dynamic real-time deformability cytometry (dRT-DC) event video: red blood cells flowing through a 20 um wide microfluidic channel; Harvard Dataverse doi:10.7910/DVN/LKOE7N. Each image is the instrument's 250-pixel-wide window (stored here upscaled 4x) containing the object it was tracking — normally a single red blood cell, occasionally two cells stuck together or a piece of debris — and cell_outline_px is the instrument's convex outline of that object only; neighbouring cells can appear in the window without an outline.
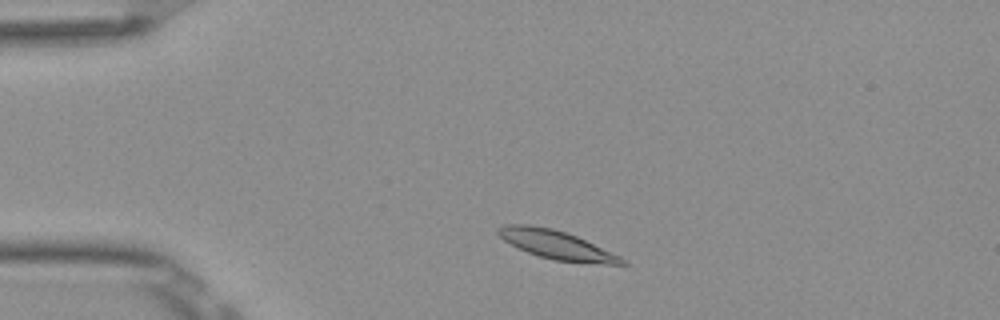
{"species": "Egyptian fruit bat (a non-hibernating species)", "species_latin": "Rousettus aegyptiacus", "temperature_condition": "room temperature", "stored_images_in_passage": 46, "camera_frame_rate_fps": 3000, "um_per_image_px": 0.085, "frame": {"image": 1, "passage_image": 5, "time_ms": 1.333, "image_size_px": [1000, 320], "cell_outline_px": [[628, 264], [604, 264], [556, 260], [540, 256], [528, 252], [504, 240], [496, 232], [496, 228], [504, 224], [532, 224], [552, 228], [576, 236], [620, 256], [628, 260]], "centroid_in_image_um": [47.29, 20.79], "position_along_channel_um": 37.7, "area_um2": 20.4}}
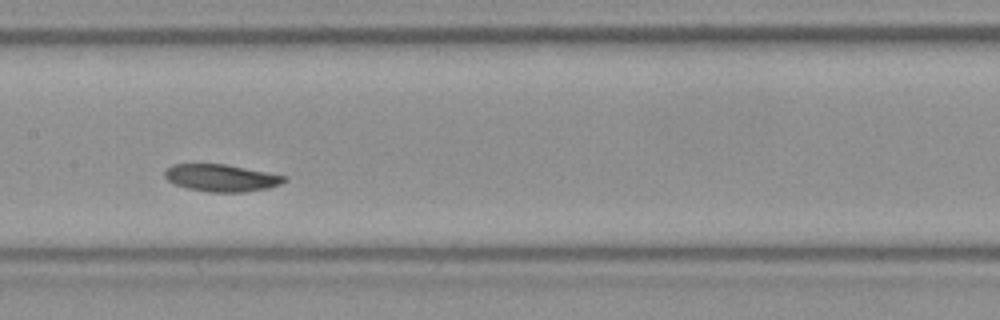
{"frame": {"image": 2, "passage_image": 20, "time_ms": 6.333, "image_size_px": [1000, 320], "cell_outline_px": [[288, 180], [280, 184], [268, 188], [244, 192], [208, 192], [188, 188], [176, 184], [168, 180], [164, 176], [164, 172], [172, 164], [224, 164], [268, 172], [288, 176]], "centroid_in_image_um": [18.85, 15.12], "position_along_channel_um": 188.5, "area_um2": 18.9}}
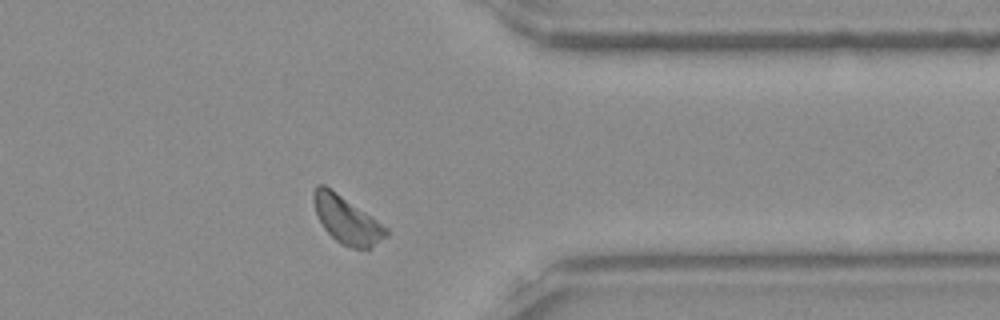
{"frame": {"image": 3, "passage_image": 36, "time_ms": 11.667, "image_size_px": [1000, 320], "cell_outline_px": [[392, 232], [388, 236], [372, 248], [352, 248], [340, 244], [324, 228], [316, 212], [312, 200], [312, 192], [316, 184], [324, 184], [336, 192], [388, 228]], "centroid_in_image_um": [29.49, 18.7], "position_along_channel_um": 381.9, "area_um2": 19.94}, "authors_computed_cell_mechanics": {"area_um2": 19.6809, "velocity_mm_per_s": 3.7963, "shape_relaxation_time_tau1_ms": 2.7753, "shape_relaxation_time_tau2_ms": null, "deformation_change_tau1": 0.0624, "deformation_change_tau2": null}}